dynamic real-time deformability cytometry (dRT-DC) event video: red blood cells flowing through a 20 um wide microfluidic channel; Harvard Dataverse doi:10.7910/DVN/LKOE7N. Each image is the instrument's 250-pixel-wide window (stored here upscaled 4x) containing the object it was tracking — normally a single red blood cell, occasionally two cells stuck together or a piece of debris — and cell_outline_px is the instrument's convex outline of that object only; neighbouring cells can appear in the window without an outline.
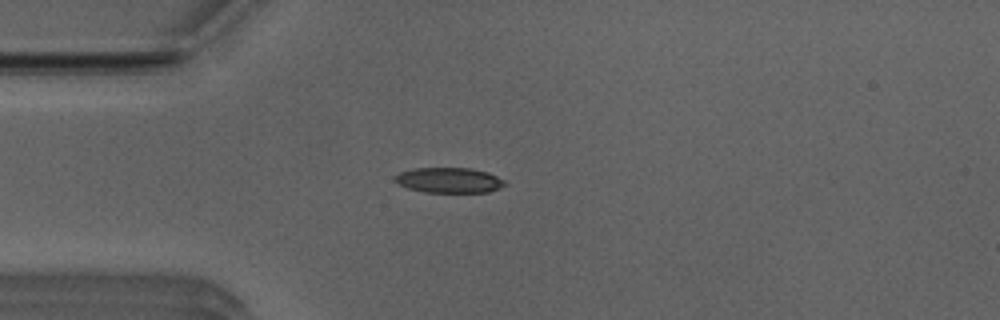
{"species": "Egyptian fruit bat (a non-hibernating species)", "species_latin": "Rousettus aegyptiacus", "temperature_condition": "room temperature", "stored_images_in_passage": 40, "camera_frame_rate_fps": 3000, "um_per_image_px": 0.085, "animal": {"sex": "male"}, "frame": {"image": 1, "passage_image": 2, "time_ms": 0.333, "image_size_px": [1000, 320], "cell_outline_px": [[508, 184], [500, 188], [488, 192], [424, 192], [408, 188], [400, 184], [396, 180], [396, 176], [400, 172], [412, 168], [468, 168], [488, 172], [504, 180]], "centroid_in_image_um": [38.21, 15.32], "position_along_channel_um": 46.8, "area_um2": 16.07}}
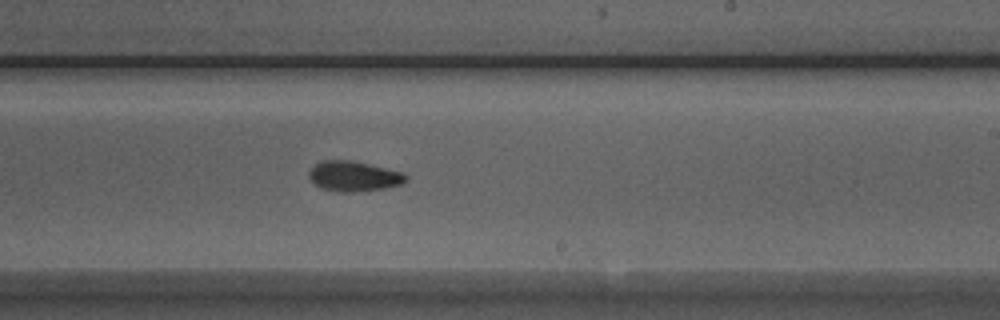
{"frame": {"image": 2, "passage_image": 19, "time_ms": 6.0, "image_size_px": [1000, 320], "cell_outline_px": [[408, 180], [400, 184], [384, 188], [352, 192], [340, 192], [320, 188], [308, 176], [308, 172], [320, 160], [348, 160], [368, 164], [404, 172], [408, 176]], "centroid_in_image_um": [30.07, 14.98], "position_along_channel_um": 258.9, "area_um2": 16.94}}
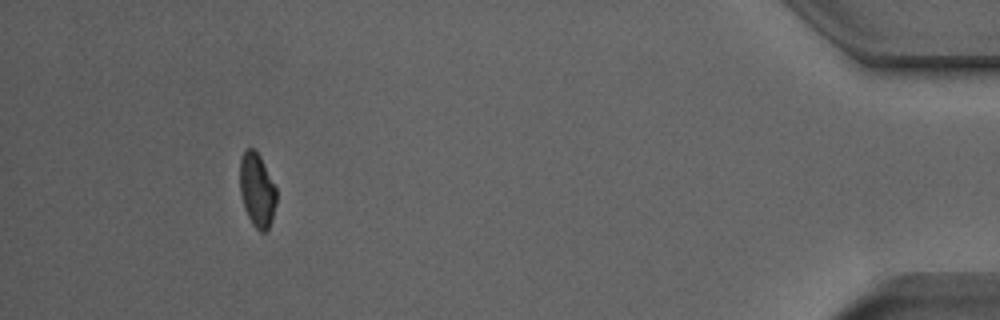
{"frame": {"image": 3, "passage_image": 36, "time_ms": 11.667, "image_size_px": [1000, 320], "cell_outline_px": [[276, 204], [272, 220], [268, 228], [264, 232], [260, 232], [252, 224], [244, 208], [240, 192], [240, 160], [244, 148], [252, 148], [260, 156], [276, 188]], "centroid_in_image_um": [21.84, 16.16], "position_along_channel_um": 413.4, "area_um2": 15.72}, "authors_computed_cell_mechanics": {"area_um2": 16.762, "velocity_mm_per_s": 3.9711, "shape_relaxation_time_tau1_ms": 5.7839, "shape_relaxation_time_tau2_ms": 4.9654, "deformation_change_tau1": 0.1642, "deformation_change_tau2": 0.1057}}